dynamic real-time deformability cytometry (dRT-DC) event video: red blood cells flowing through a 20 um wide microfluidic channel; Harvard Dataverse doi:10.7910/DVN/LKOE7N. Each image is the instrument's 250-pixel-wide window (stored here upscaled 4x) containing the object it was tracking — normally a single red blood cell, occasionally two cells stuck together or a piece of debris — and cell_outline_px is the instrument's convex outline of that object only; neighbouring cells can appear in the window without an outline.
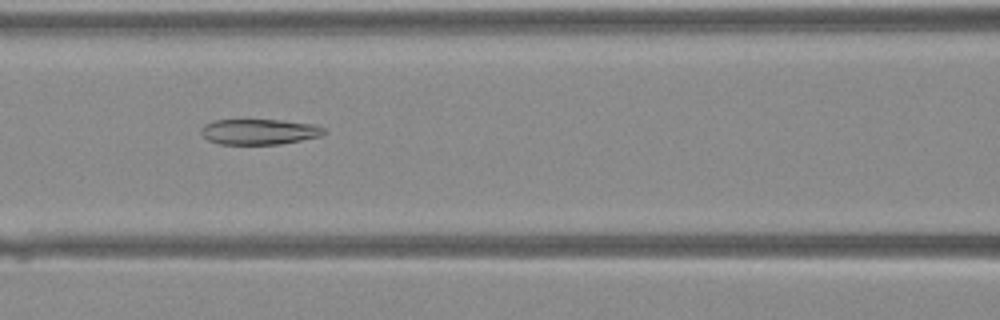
{"species": "Egyptian fruit bat (a non-hibernating species)", "species_latin": "Rousettus aegyptiacus", "temperature_condition": "warm", "stored_images_in_passage": 32, "camera_frame_rate_fps": 3000, "um_per_image_px": 0.085, "animal": {"sex": "female"}, "frame": {"image": 1, "passage_image": 9, "time_ms": 2.667, "image_size_px": [1000, 320], "cell_outline_px": [[328, 132], [324, 136], [280, 144], [220, 144], [208, 140], [200, 132], [200, 128], [204, 124], [212, 120], [280, 120], [312, 124], [324, 128]], "centroid_in_image_um": [22.05, 11.2], "position_along_channel_um": 144.6, "area_um2": 18.44}}
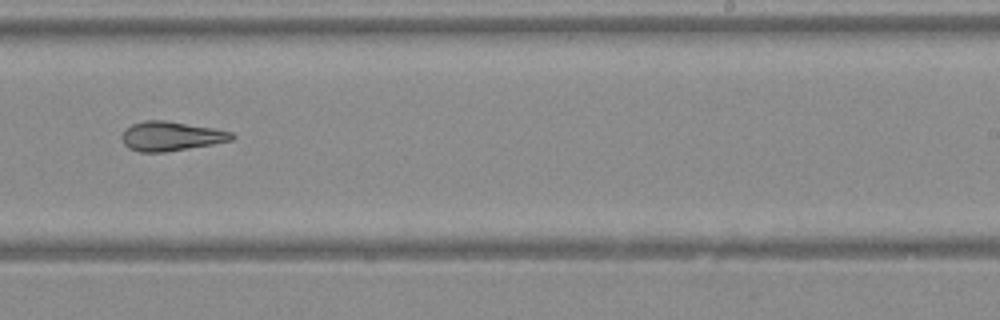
{"frame": {"image": 2, "passage_image": 17, "time_ms": 5.333, "image_size_px": [1000, 320], "cell_outline_px": [[236, 136], [232, 140], [212, 144], [164, 152], [140, 152], [128, 148], [124, 144], [120, 136], [132, 124], [144, 120], [168, 120], [216, 128], [232, 132]], "centroid_in_image_um": [14.55, 11.56], "position_along_channel_um": 274.5, "area_um2": 18.9}}
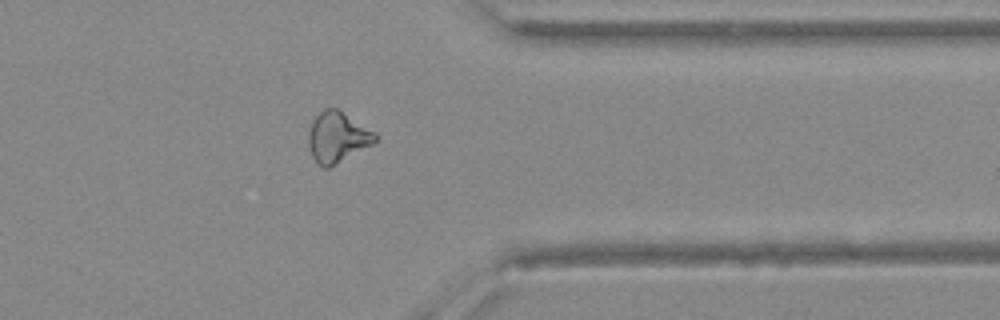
{"frame": {"image": 3, "passage_image": 24, "time_ms": 7.667, "image_size_px": [1000, 320], "cell_outline_px": [[380, 136], [372, 144], [328, 168], [324, 168], [312, 156], [308, 144], [308, 132], [312, 120], [324, 108], [336, 108], [376, 132]], "centroid_in_image_um": [28.68, 11.64], "position_along_channel_um": 382.7, "area_um2": 19.48}}